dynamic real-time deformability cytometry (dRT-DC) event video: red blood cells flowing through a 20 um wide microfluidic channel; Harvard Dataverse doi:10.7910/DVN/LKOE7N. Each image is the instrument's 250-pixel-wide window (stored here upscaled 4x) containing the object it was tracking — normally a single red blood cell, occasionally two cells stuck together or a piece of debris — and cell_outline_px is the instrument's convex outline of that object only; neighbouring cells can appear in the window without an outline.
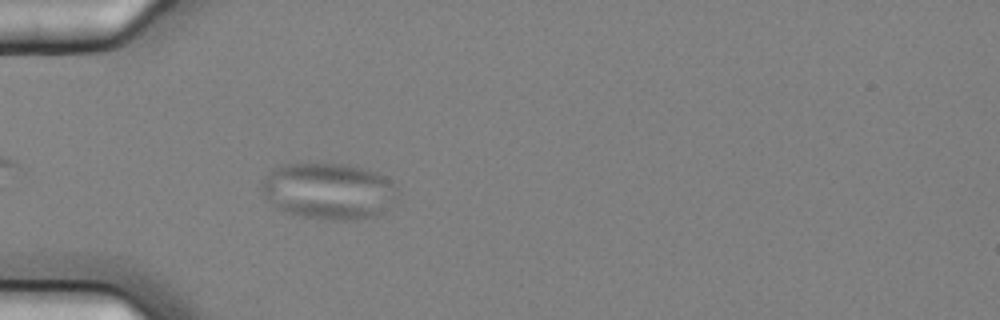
{"species": "common noctule bat (a hibernating species)", "species_latin": "Nyctalus noctula", "temperature_condition": "cold", "stored_images_in_passage": 5, "camera_frame_rate_fps": 3000, "um_per_image_px": 0.085, "animal": {"sex": "female", "body_mass_g": 25.1}, "frame": {"image": 1, "passage_image": 5, "time_ms": 1.333, "image_size_px": [1000, 320], "cell_outline_px": [[400, 192], [396, 200], [376, 216], [356, 220], [332, 220], [304, 216], [284, 212], [276, 208], [264, 200], [260, 188], [260, 180], [272, 168], [280, 164], [348, 164], [376, 172], [392, 180], [396, 184]], "centroid_in_image_um": [27.9, 16.24], "position_along_channel_um": 57.1, "area_um2": 45.55}}